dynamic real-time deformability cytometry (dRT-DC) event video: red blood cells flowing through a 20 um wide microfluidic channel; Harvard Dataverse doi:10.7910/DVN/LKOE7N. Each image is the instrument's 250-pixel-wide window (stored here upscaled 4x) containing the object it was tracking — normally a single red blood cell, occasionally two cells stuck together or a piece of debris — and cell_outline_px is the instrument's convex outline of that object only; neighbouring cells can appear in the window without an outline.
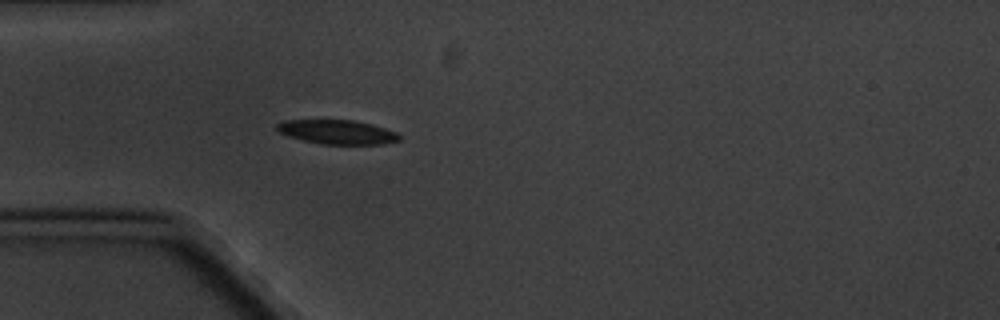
{"species": "common noctule bat (a hibernating species)", "species_latin": "Nyctalus noctula", "temperature_condition": "cold", "stored_images_in_passage": 4, "camera_frame_rate_fps": 3000, "um_per_image_px": 0.085, "animal": {"sex": "male", "body_mass_g": 20.1, "forearm_length_mm": 53.5}, "frame": {"image": 1, "passage_image": 4, "time_ms": 4.333, "image_size_px": [1000, 320], "cell_outline_px": [[400, 140], [384, 144], [320, 144], [288, 136], [280, 132], [276, 128], [276, 124], [284, 120], [352, 120], [372, 124], [396, 132], [400, 136]], "centroid_in_image_um": [28.67, 11.22], "position_along_channel_um": 56.3, "area_um2": 17.17}}